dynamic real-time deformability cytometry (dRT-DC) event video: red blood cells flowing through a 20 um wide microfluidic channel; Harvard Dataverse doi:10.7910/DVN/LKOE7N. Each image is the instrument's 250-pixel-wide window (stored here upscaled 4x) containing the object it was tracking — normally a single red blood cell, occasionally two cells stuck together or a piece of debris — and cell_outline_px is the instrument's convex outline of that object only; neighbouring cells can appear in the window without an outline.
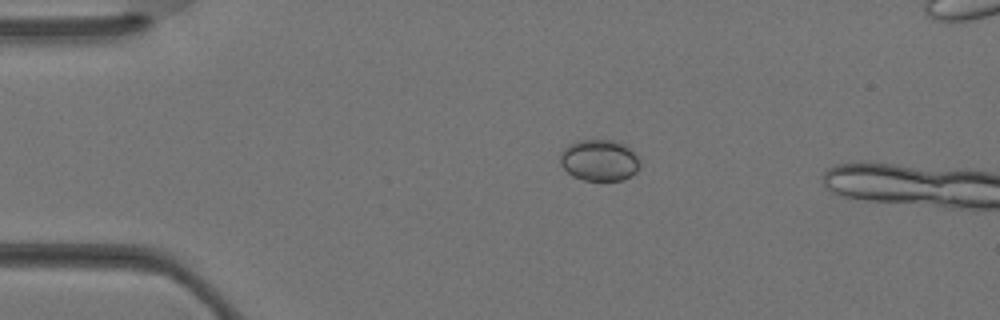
{"species": "Egyptian fruit bat (a non-hibernating species)", "species_latin": "Rousettus aegyptiacus", "temperature_condition": "warm", "stored_images_in_passage": 4, "camera_frame_rate_fps": 3000, "um_per_image_px": 0.085, "animal": {"sex": "female"}, "frame": {"image": 1, "passage_image": 3, "time_ms": 0.667, "image_size_px": [1000, 320], "cell_outline_px": [[640, 164], [636, 172], [624, 180], [584, 180], [572, 176], [560, 164], [560, 152], [568, 144], [580, 140], [612, 140], [624, 144], [636, 152], [640, 160]], "centroid_in_image_um": [50.95, 13.62], "position_along_channel_um": 34.0, "area_um2": 19.42}}